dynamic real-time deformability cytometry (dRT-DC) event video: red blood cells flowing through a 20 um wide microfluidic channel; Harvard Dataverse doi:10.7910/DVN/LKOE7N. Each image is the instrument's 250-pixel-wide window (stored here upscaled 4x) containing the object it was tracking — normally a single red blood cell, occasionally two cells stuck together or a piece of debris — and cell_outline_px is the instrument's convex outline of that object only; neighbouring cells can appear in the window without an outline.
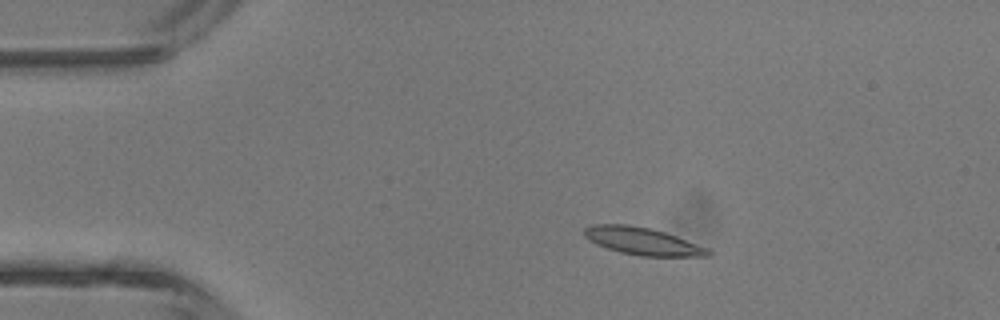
{"species": "common noctule bat (a hibernating species)", "species_latin": "Nyctalus noctula", "temperature_condition": "room temperature", "stored_images_in_passage": 4, "camera_frame_rate_fps": 3000, "um_per_image_px": 0.085, "animal": {"sex": "male", "body_mass_g": 13.3}, "frame": {"image": 1, "passage_image": 2, "time_ms": 1.333, "image_size_px": [1000, 320], "cell_outline_px": [[712, 256], [640, 256], [620, 252], [596, 244], [588, 240], [584, 236], [584, 228], [592, 224], [624, 224], [652, 228], [676, 236], [708, 248], [712, 252]], "centroid_in_image_um": [54.6, 20.5], "position_along_channel_um": 30.4, "area_um2": 19.77}}
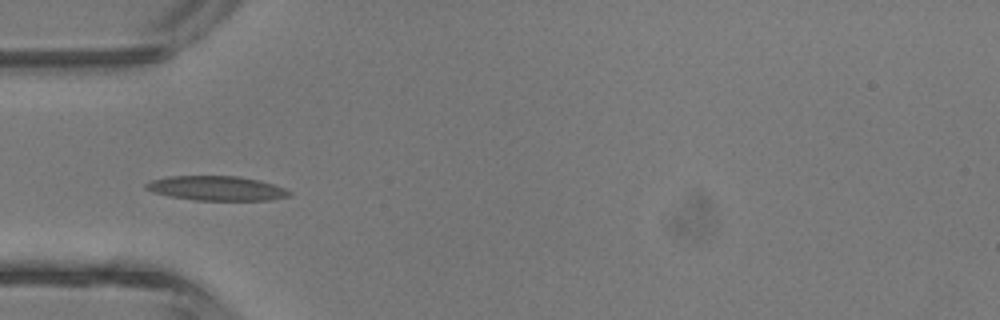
{"frame": {"image": 2, "passage_image": 4, "time_ms": 3.333, "image_size_px": [1000, 320], "cell_outline_px": [[292, 196], [268, 200], [192, 200], [168, 196], [152, 192], [144, 188], [144, 184], [152, 180], [168, 176], [236, 176], [256, 180], [272, 184], [284, 188], [292, 192]], "centroid_in_image_um": [18.37, 16.01], "position_along_channel_um": 66.6, "area_um2": 20.46}}